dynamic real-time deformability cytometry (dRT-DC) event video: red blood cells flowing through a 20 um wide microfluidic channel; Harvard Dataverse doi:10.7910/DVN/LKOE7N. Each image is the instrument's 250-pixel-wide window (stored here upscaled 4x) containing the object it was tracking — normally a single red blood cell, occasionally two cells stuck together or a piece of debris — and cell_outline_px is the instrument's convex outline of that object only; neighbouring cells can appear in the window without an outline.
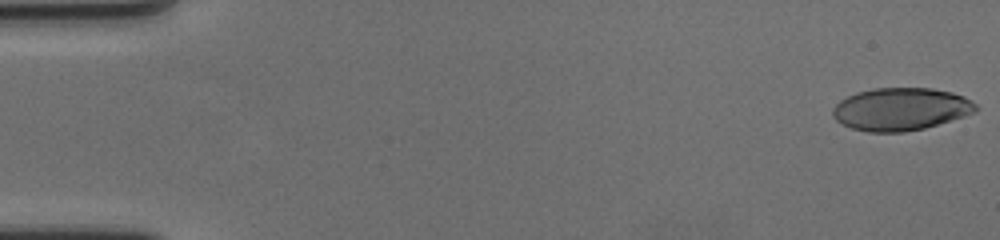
{"species": "human", "species_latin": "Homo sapiens", "temperature_condition": "cold", "stored_images_in_passage": 59, "camera_frame_rate_fps": 3000, "um_per_image_px": 0.085, "donor": {"sex": "female"}, "frame": {"image": 1, "passage_image": 1, "time_ms": 0.0, "image_size_px": [1000, 240], "cell_outline_px": [[976, 112], [964, 116], [924, 128], [904, 132], [868, 132], [852, 128], [836, 120], [832, 116], [832, 108], [840, 100], [856, 92], [872, 88], [932, 88], [952, 92], [964, 96], [972, 100], [976, 104]], "centroid_in_image_um": [76.56, 9.27], "position_along_channel_um": 8.4, "area_um2": 35.6}}
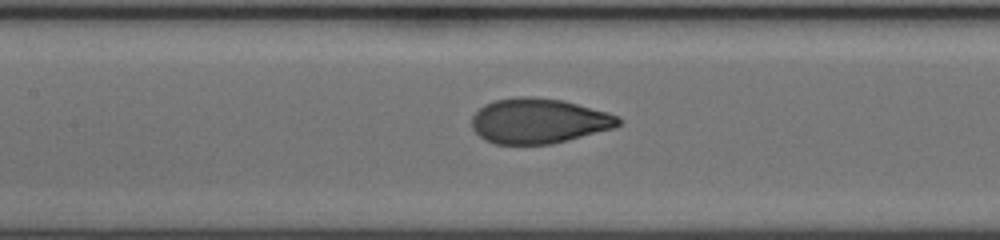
{"frame": {"image": 2, "passage_image": 28, "time_ms": 9.0, "image_size_px": [1000, 240], "cell_outline_px": [[620, 124], [616, 128], [552, 144], [496, 144], [484, 140], [472, 128], [472, 116], [484, 104], [496, 100], [516, 96], [532, 96], [564, 100], [608, 112], [620, 116]], "centroid_in_image_um": [45.81, 10.27], "position_along_channel_um": 161.6, "area_um2": 38.84}}
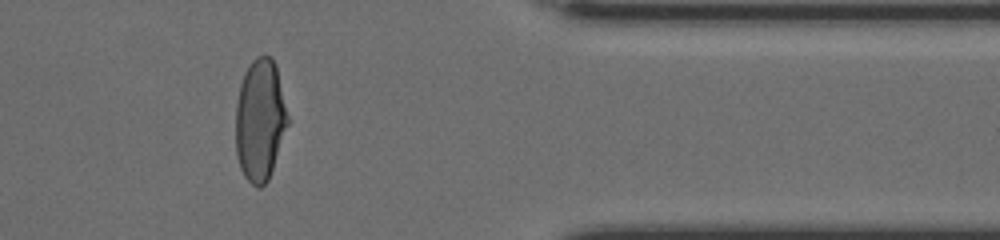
{"frame": {"image": 3, "passage_image": 49, "time_ms": 16.0, "image_size_px": [1000, 240], "cell_outline_px": [[288, 124], [268, 180], [260, 188], [256, 188], [244, 176], [240, 168], [236, 152], [236, 104], [240, 84], [244, 72], [252, 60], [256, 56], [272, 56], [276, 64], [288, 116]], "centroid_in_image_um": [22.09, 10.19], "position_along_channel_um": 389.3, "area_um2": 36.93}, "authors_computed_cell_mechanics": {"area_um2": 38.148, "velocity_mm_per_s": 3.5406, "shape_relaxation_time_tau1_ms": 6.3626, "shape_relaxation_time_tau2_ms": null, "deformation_change_tau1": 0.2432, "deformation_change_tau2": null}}